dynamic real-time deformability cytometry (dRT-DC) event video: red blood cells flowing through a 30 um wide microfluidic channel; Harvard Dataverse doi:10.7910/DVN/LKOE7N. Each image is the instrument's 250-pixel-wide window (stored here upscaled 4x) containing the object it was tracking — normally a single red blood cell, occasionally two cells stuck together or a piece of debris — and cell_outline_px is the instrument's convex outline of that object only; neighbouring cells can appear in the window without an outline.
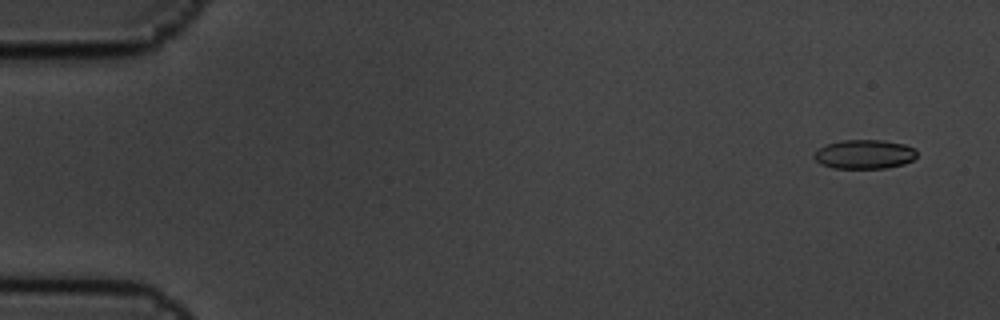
{"species": "common noctule bat (a hibernating species)", "species_latin": "Nyctalus noctula", "temperature_condition": "cold", "stored_images_in_passage": 6, "camera_frame_rate_fps": 3000, "um_per_image_px": 0.085, "animal": {"sex": "male", "body_mass_g": 19.5, "forearm_length_mm": 54.6}, "frame": {"image": 1, "passage_image": 1, "time_ms": 0.0, "image_size_px": [1000, 320], "cell_outline_px": [[916, 156], [912, 160], [904, 164], [884, 168], [832, 168], [820, 164], [812, 156], [820, 148], [828, 144], [840, 140], [884, 140], [904, 144], [916, 148]], "centroid_in_image_um": [73.48, 13.11], "position_along_channel_um": 11.5, "area_um2": 17.46}}
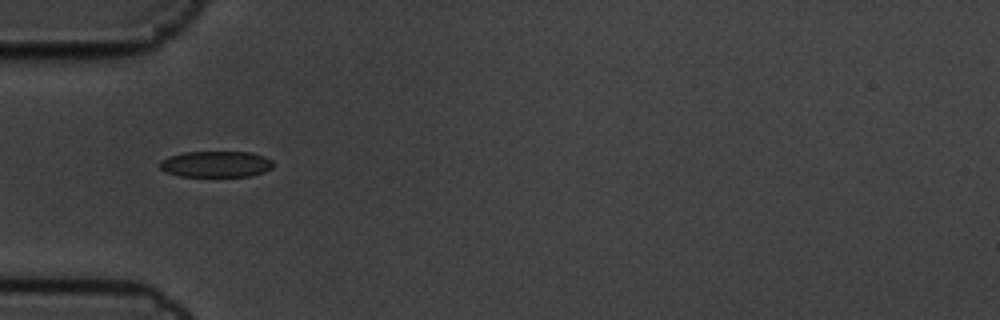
{"frame": {"image": 2, "passage_image": 5, "time_ms": 1.333, "image_size_px": [1000, 320], "cell_outline_px": [[272, 168], [264, 172], [252, 176], [180, 176], [164, 172], [160, 168], [160, 160], [168, 156], [184, 152], [252, 152], [264, 156], [272, 160]], "centroid_in_image_um": [18.34, 13.95], "position_along_channel_um": 66.7, "area_um2": 17.4}}
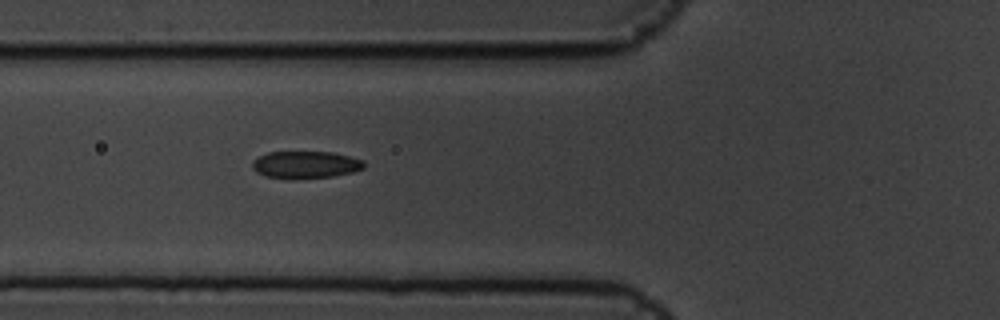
{"frame": {"image": 3, "passage_image": 6, "time_ms": 1.667, "image_size_px": [1000, 320], "cell_outline_px": [[364, 168], [352, 172], [332, 176], [288, 180], [264, 176], [256, 172], [252, 168], [252, 160], [268, 152], [332, 152], [364, 160]], "centroid_in_image_um": [25.93, 14.01], "position_along_channel_um": 99.9, "area_um2": 17.92}}